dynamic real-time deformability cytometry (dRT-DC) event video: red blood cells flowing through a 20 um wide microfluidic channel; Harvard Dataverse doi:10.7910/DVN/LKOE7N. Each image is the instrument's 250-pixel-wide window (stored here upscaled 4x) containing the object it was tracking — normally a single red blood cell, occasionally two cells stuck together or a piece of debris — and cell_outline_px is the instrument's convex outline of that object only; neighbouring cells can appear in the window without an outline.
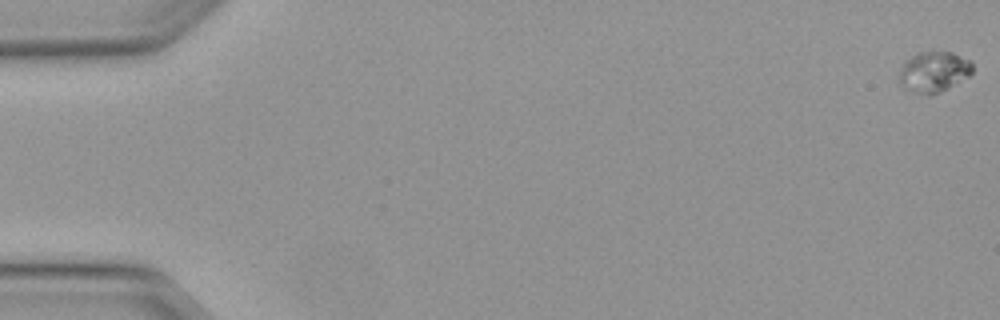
{"species": "Egyptian fruit bat (a non-hibernating species)", "species_latin": "Rousettus aegyptiacus", "temperature_condition": "warm", "stored_images_in_passage": 52, "camera_frame_rate_fps": 3000, "um_per_image_px": 0.085, "animal": {"sex": "female"}, "frame": {"image": 1, "passage_image": 1, "time_ms": 0.0, "image_size_px": [1000, 320], "cell_outline_px": [[972, 72], [968, 76], [948, 88], [940, 92], [928, 96], [924, 96], [912, 92], [904, 88], [900, 80], [900, 72], [904, 60], [916, 52], [952, 52], [972, 60]], "centroid_in_image_um": [79.37, 6.1], "position_along_channel_um": 5.6, "area_um2": 17.51}}
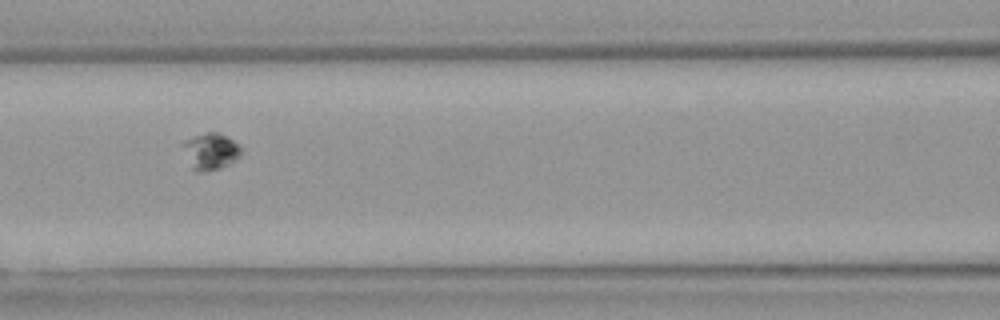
{"frame": {"image": 2, "passage_image": 24, "time_ms": 7.667, "image_size_px": [1000, 320], "cell_outline_px": [[240, 156], [236, 160], [220, 168], [204, 172], [196, 172], [192, 168], [180, 144], [184, 140], [192, 136], [208, 132], [220, 132], [240, 144]], "centroid_in_image_um": [17.88, 12.84], "position_along_channel_um": 148.7, "area_um2": 12.6}}
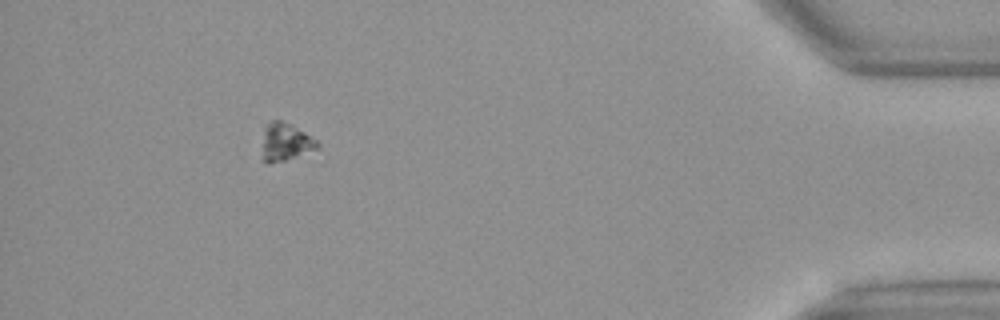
{"frame": {"image": 3, "passage_image": 48, "time_ms": 15.667, "image_size_px": [1000, 320], "cell_outline_px": [[320, 144], [316, 148], [296, 156], [272, 164], [268, 164], [260, 160], [260, 156], [264, 128], [272, 120], [280, 120], [292, 124], [316, 140]], "centroid_in_image_um": [24.18, 12.09], "position_along_channel_um": 411.0, "area_um2": 12.25}}